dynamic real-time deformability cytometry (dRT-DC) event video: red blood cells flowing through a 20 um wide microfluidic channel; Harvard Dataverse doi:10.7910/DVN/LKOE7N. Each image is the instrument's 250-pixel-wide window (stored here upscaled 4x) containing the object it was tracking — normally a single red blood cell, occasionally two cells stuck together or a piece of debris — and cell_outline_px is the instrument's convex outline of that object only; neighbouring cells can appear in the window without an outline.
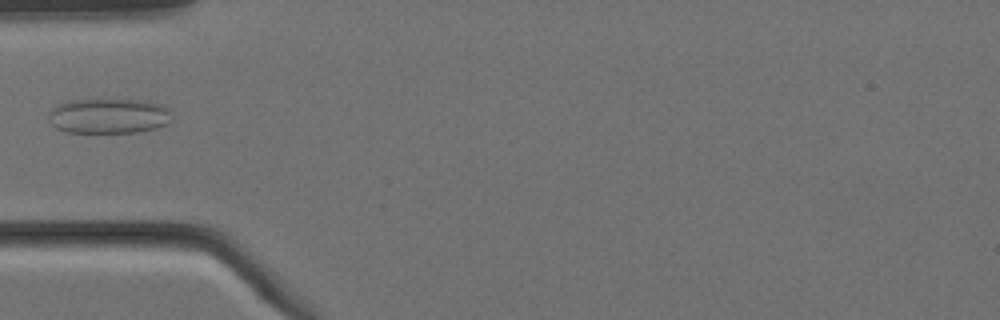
{"species": "Egyptian fruit bat (a non-hibernating species)", "species_latin": "Rousettus aegyptiacus", "temperature_condition": "cold", "stored_images_in_passage": 4, "camera_frame_rate_fps": 3000, "um_per_image_px": 0.085, "animal": {"sex": "female"}, "frame": {"image": 1, "passage_image": 4, "time_ms": 1.0, "image_size_px": [1000, 320], "cell_outline_px": [[172, 120], [168, 124], [156, 128], [136, 132], [64, 132], [56, 128], [52, 124], [48, 116], [48, 112], [56, 104], [72, 100], [140, 100], [160, 104], [168, 108], [172, 116]], "centroid_in_image_um": [9.24, 9.86], "position_along_channel_um": 75.8, "area_um2": 25.26}}